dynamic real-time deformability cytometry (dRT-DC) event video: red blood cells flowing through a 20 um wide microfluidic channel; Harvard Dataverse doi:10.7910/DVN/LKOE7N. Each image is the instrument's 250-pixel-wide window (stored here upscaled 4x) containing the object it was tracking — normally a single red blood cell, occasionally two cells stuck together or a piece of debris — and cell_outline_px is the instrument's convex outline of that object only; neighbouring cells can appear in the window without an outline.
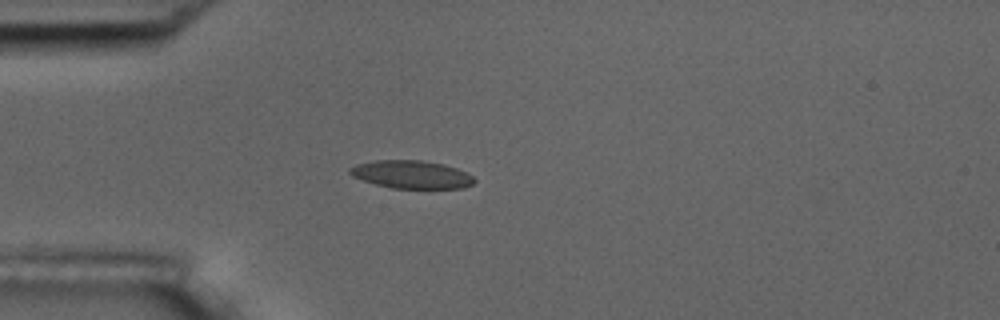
{"species": "common noctule bat (a hibernating species)", "species_latin": "Nyctalus noctula", "temperature_condition": "room temperature", "stored_images_in_passage": 3, "camera_frame_rate_fps": 3000, "um_per_image_px": 0.085, "animal": {"sex": "male", "body_mass_g": 17.5, "forearm_length_mm": 52.3}, "frame": {"image": 1, "passage_image": 3, "time_ms": 0.667, "image_size_px": [1000, 320], "cell_outline_px": [[476, 180], [472, 184], [464, 188], [392, 188], [376, 184], [352, 176], [348, 172], [348, 168], [356, 164], [376, 160], [420, 160], [444, 164], [468, 172]], "centroid_in_image_um": [34.98, 14.82], "position_along_channel_um": 50.0, "area_um2": 20.29}}